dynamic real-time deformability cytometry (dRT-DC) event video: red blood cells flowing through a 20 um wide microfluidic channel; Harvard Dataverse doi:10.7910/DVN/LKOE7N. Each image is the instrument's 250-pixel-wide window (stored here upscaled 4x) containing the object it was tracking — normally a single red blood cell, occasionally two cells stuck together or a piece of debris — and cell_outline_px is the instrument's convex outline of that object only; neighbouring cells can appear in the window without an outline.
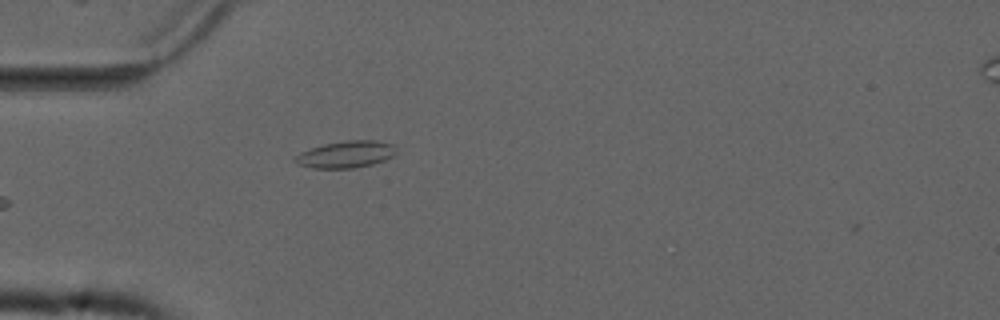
{"species": "common noctule bat (a hibernating species)", "species_latin": "Nyctalus noctula", "temperature_condition": "cold", "stored_images_in_passage": 3, "camera_frame_rate_fps": 3000, "um_per_image_px": 0.085, "animal": {"sex": "male", "forearm_length_mm": 52.5}, "frame": {"image": 1, "passage_image": 2, "time_ms": 0.333, "image_size_px": [1000, 320], "cell_outline_px": [[396, 152], [392, 156], [384, 160], [372, 164], [352, 168], [312, 168], [300, 164], [292, 160], [300, 152], [324, 144], [348, 140], [376, 140], [396, 144]], "centroid_in_image_um": [29.44, 13.11], "position_along_channel_um": 55.6, "area_um2": 15.78}}